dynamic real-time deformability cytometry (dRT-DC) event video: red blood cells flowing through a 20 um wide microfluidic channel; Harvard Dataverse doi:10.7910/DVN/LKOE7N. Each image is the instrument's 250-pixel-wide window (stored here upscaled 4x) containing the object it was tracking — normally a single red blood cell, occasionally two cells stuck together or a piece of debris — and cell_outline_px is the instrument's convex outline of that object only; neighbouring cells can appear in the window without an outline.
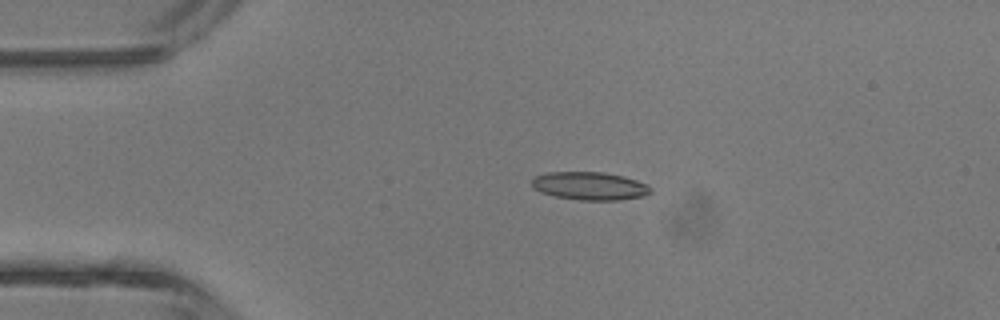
{"species": "common noctule bat (a hibernating species)", "species_latin": "Nyctalus noctula", "temperature_condition": "room temperature", "stored_images_in_passage": 4, "camera_frame_rate_fps": 3000, "um_per_image_px": 0.085, "animal": {"sex": "male", "body_mass_g": 13.3}, "frame": {"image": 1, "passage_image": 3, "time_ms": 2.667, "image_size_px": [1000, 320], "cell_outline_px": [[652, 192], [644, 196], [620, 200], [580, 200], [556, 196], [540, 192], [532, 188], [532, 180], [536, 176], [548, 172], [604, 172], [624, 176], [636, 180], [652, 188]], "centroid_in_image_um": [50.13, 15.81], "position_along_channel_um": 34.9, "area_um2": 19.42}}
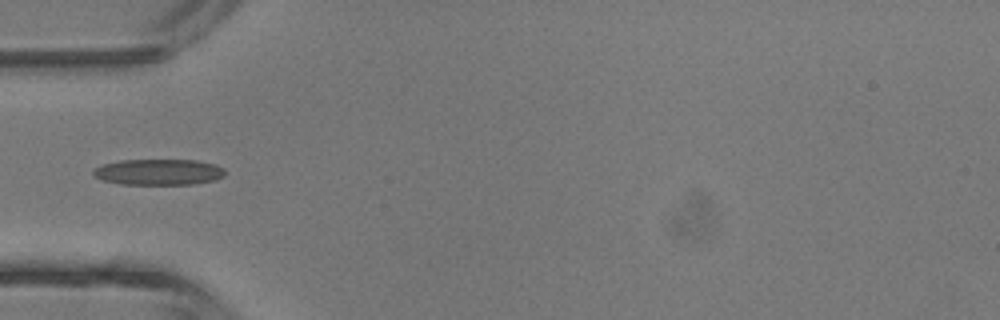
{"frame": {"image": 2, "passage_image": 4, "time_ms": 4.333, "image_size_px": [1000, 320], "cell_outline_px": [[224, 176], [216, 180], [192, 184], [120, 184], [100, 180], [92, 176], [92, 168], [104, 164], [120, 160], [196, 160], [216, 164], [224, 168]], "centroid_in_image_um": [13.45, 14.62], "position_along_channel_um": 71.6, "area_um2": 20.17}}